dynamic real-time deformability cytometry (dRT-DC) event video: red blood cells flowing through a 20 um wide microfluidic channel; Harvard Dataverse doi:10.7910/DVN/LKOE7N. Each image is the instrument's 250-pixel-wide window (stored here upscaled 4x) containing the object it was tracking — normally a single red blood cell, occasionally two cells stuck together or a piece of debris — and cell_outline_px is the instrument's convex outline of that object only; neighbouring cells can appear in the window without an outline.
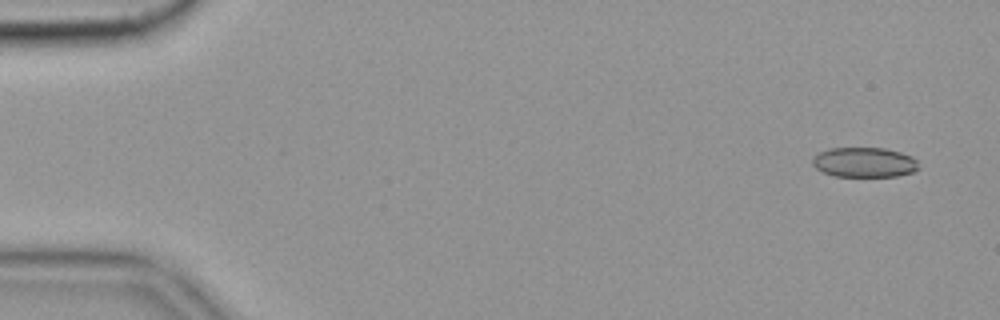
{"species": "common noctule bat (a hibernating species)", "species_latin": "Nyctalus noctula", "temperature_condition": "cold", "stored_images_in_passage": 56, "camera_frame_rate_fps": 3000, "um_per_image_px": 0.085, "animal": {"sex": "female", "body_mass_g": 19.9}, "frame": {"image": 1, "passage_image": 2, "time_ms": 0.333, "image_size_px": [1000, 320], "cell_outline_px": [[920, 168], [912, 172], [896, 176], [832, 176], [816, 168], [812, 164], [812, 160], [820, 152], [828, 148], [884, 148], [900, 152], [912, 156], [916, 160]], "centroid_in_image_um": [73.48, 13.79], "position_along_channel_um": 11.5, "area_um2": 18.44}}
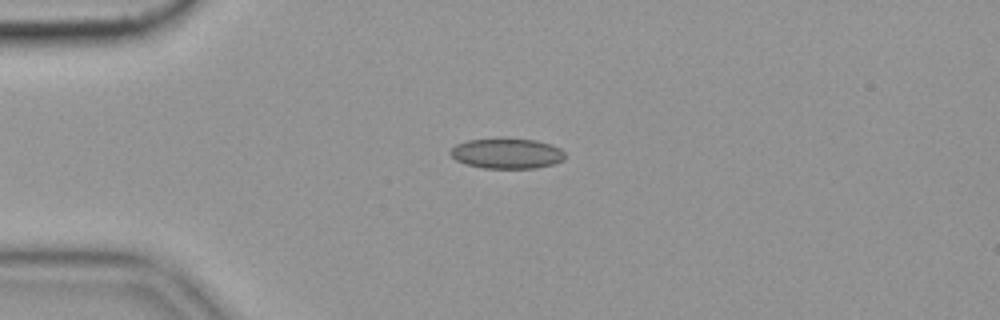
{"frame": {"image": 2, "passage_image": 13, "time_ms": 4.0, "image_size_px": [1000, 320], "cell_outline_px": [[564, 160], [552, 164], [536, 168], [484, 168], [464, 164], [456, 160], [448, 152], [456, 144], [468, 140], [536, 140], [552, 144], [560, 148], [564, 152]], "centroid_in_image_um": [43.08, 13.07], "position_along_channel_um": 41.9, "area_um2": 19.88}}
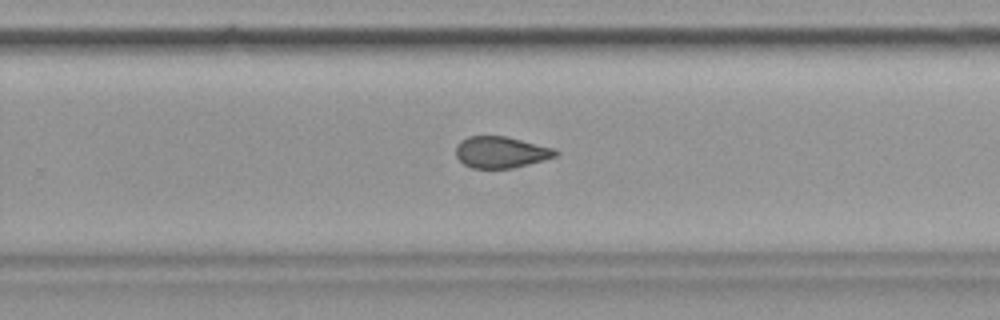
{"frame": {"image": 3, "passage_image": 36, "time_ms": 11.667, "image_size_px": [1000, 320], "cell_outline_px": [[560, 152], [556, 156], [544, 160], [512, 168], [472, 168], [464, 164], [456, 156], [456, 144], [460, 140], [468, 136], [508, 136], [556, 148]], "centroid_in_image_um": [42.6, 12.92], "position_along_channel_um": 287.2, "area_um2": 18.5}, "authors_computed_cell_mechanics": {"area_um2": 19.4786, "velocity_mm_per_s": 3.5425, "shape_relaxation_time_tau1_ms": null, "shape_relaxation_time_tau2_ms": 2.8003, "deformation_change_tau1": null, "deformation_change_tau2": 0.0895}}